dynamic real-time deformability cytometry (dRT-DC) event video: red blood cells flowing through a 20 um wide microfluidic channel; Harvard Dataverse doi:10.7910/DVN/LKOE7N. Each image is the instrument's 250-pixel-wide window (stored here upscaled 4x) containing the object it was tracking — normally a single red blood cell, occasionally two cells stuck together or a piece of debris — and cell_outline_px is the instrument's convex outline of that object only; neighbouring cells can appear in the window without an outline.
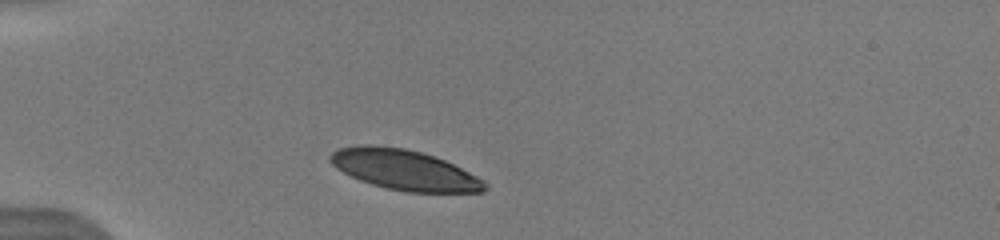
{"species": "human", "species_latin": "Homo sapiens", "temperature_condition": "warm", "stored_images_in_passage": 6, "camera_frame_rate_fps": 3000, "um_per_image_px": 0.085, "donor": {"sex": "male"}, "frame": {"image": 1, "passage_image": 1, "time_ms": 0.0, "image_size_px": [1000, 240], "cell_outline_px": [[488, 188], [484, 192], [408, 192], [388, 188], [372, 184], [360, 180], [336, 168], [328, 160], [328, 156], [332, 152], [340, 148], [360, 144], [372, 144], [404, 148], [420, 152], [444, 160], [484, 180], [488, 184]], "centroid_in_image_um": [34.35, 14.43], "position_along_channel_um": 50.6, "area_um2": 36.07}}